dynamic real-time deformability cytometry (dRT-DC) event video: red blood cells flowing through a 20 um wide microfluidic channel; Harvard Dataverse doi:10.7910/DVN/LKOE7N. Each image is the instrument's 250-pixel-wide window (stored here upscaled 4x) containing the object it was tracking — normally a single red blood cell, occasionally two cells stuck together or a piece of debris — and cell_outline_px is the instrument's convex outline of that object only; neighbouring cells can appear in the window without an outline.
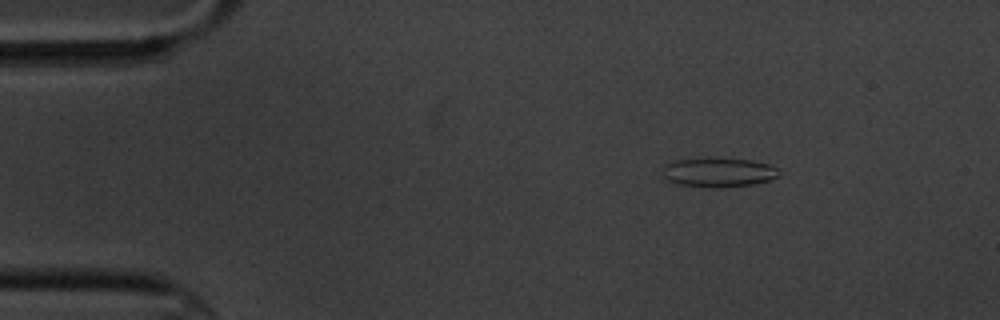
{"species": "common noctule bat (a hibernating species)", "species_latin": "Nyctalus noctula", "temperature_condition": "cold", "stored_images_in_passage": 13, "camera_frame_rate_fps": 3000, "um_per_image_px": 0.085, "animal": {"sex": "male", "body_mass_g": 20.1, "forearm_length_mm": 53.5}, "frame": {"image": 1, "passage_image": 1, "time_ms": 0.0, "image_size_px": [1000, 320], "cell_outline_px": [[780, 176], [772, 180], [756, 184], [720, 188], [712, 188], [680, 184], [664, 180], [664, 164], [676, 160], [752, 160], [768, 164], [776, 168], [780, 172]], "centroid_in_image_um": [61.12, 14.7], "position_along_channel_um": 23.9, "area_um2": 19.48}}
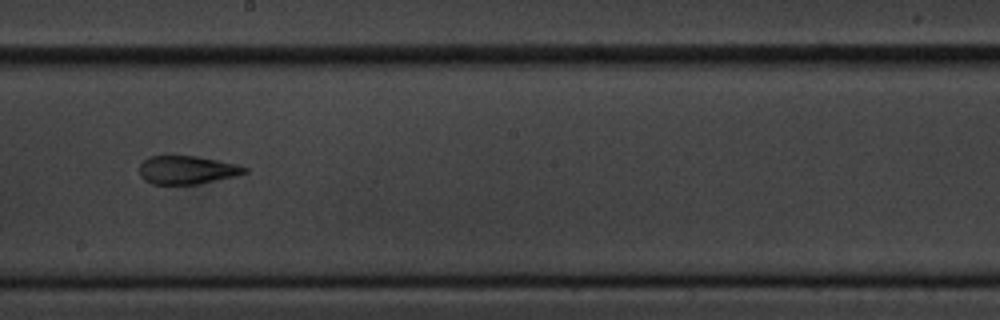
{"frame": {"image": 2, "passage_image": 7, "time_ms": 8.0, "image_size_px": [1000, 320], "cell_outline_px": [[248, 172], [236, 176], [200, 184], [152, 184], [144, 180], [140, 176], [140, 164], [148, 156], [196, 156], [236, 164], [248, 168]], "centroid_in_image_um": [15.89, 14.45], "position_along_channel_um": 232.3, "area_um2": 17.4}}
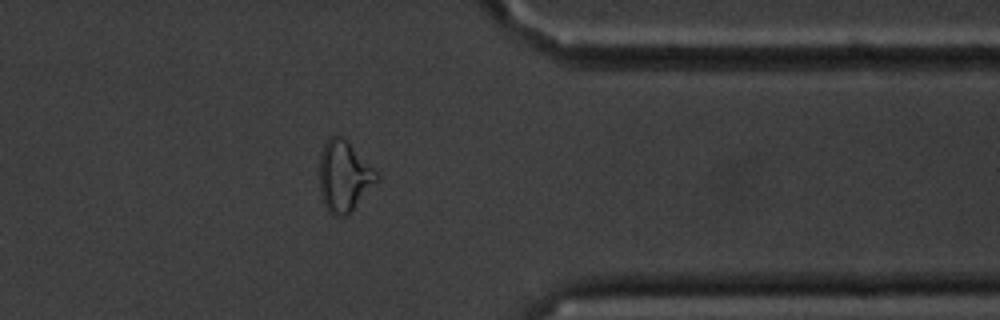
{"frame": {"image": 3, "passage_image": 11, "time_ms": 12.667, "image_size_px": [1000, 320], "cell_outline_px": [[380, 180], [348, 216], [332, 216], [328, 212], [324, 204], [320, 192], [320, 152], [328, 136], [336, 132], [380, 176]], "centroid_in_image_um": [29.23, 15.03], "position_along_channel_um": 382.2, "area_um2": 23.64}, "authors_computed_cell_mechanics": {"area_um2": 18.2648, "velocity_mm_per_s": 3.4287, "shape_relaxation_time_tau1_ms": 5.7384, "shape_relaxation_time_tau2_ms": 1.8047, "deformation_change_tau1": 0.1574, "deformation_change_tau2": 0.0799}}